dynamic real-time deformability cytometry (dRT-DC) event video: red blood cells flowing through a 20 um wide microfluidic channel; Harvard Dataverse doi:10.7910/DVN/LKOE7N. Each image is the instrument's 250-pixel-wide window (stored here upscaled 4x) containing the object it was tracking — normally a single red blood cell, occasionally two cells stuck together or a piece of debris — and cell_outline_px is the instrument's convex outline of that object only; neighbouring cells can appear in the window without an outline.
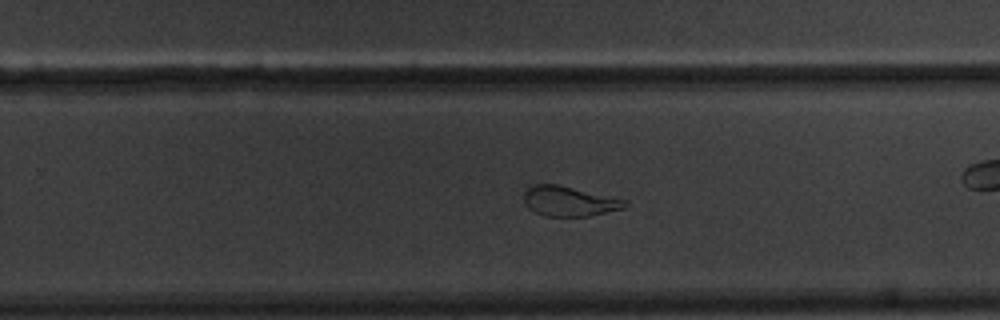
{"species": "common noctule bat (a hibernating species)", "species_latin": "Nyctalus noctula", "temperature_condition": "warm", "stored_images_in_passage": 46, "camera_frame_rate_fps": 3000, "um_per_image_px": 0.085, "animal": {"sex": "male", "body_mass_g": 20.1, "forearm_length_mm": 53.5}, "frame": {"image": 1, "passage_image": 39, "time_ms": 12.667, "image_size_px": [1000, 320], "cell_outline_px": [[628, 204], [624, 208], [588, 216], [544, 216], [528, 208], [524, 200], [524, 192], [532, 184], [560, 184], [628, 200]], "centroid_in_image_um": [48.39, 17.09], "position_along_channel_um": 281.4, "area_um2": 17.74}}
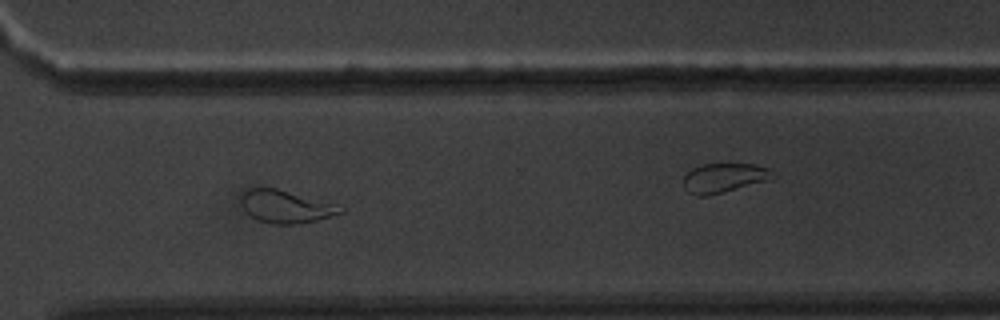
{"frame": {"image": 2, "passage_image": 45, "time_ms": 14.667, "image_size_px": [1000, 320], "cell_outline_px": [[344, 212], [316, 220], [300, 224], [272, 224], [260, 220], [252, 216], [240, 204], [240, 196], [248, 188], [276, 188], [332, 204], [344, 208]], "centroid_in_image_um": [24.24, 17.56], "position_along_channel_um": 346.4, "area_um2": 18.44}}